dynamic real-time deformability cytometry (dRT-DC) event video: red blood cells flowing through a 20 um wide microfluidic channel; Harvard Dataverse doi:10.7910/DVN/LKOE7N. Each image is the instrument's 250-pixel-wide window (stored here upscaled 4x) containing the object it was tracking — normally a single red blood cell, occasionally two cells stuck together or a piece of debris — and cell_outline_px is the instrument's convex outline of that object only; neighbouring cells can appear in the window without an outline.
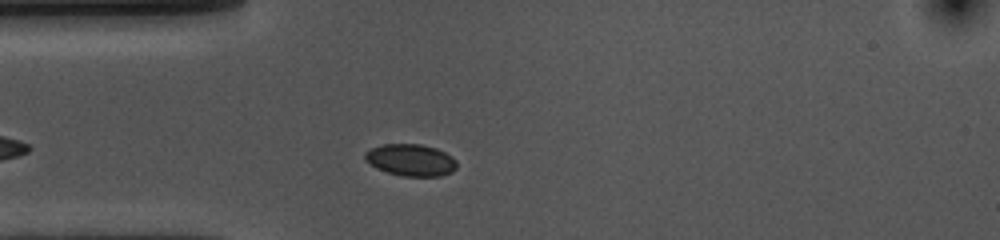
{"species": "common noctule bat (a hibernating species)", "species_latin": "Nyctalus noctula", "temperature_condition": "cold", "stored_images_in_passage": 28, "camera_frame_rate_fps": 3000, "um_per_image_px": 0.085, "animal": {"sex": "female", "body_mass_g": 10.0, "forearm_length_mm": 53.1}, "frame": {"image": 1, "passage_image": 7, "time_ms": 2.0, "image_size_px": [1000, 240], "cell_outline_px": [[456, 168], [452, 172], [440, 176], [404, 176], [388, 172], [376, 168], [364, 160], [364, 152], [372, 148], [384, 144], [420, 144], [436, 148], [452, 156], [456, 160]], "centroid_in_image_um": [34.91, 13.6], "position_along_channel_um": 50.1, "area_um2": 17.05}}
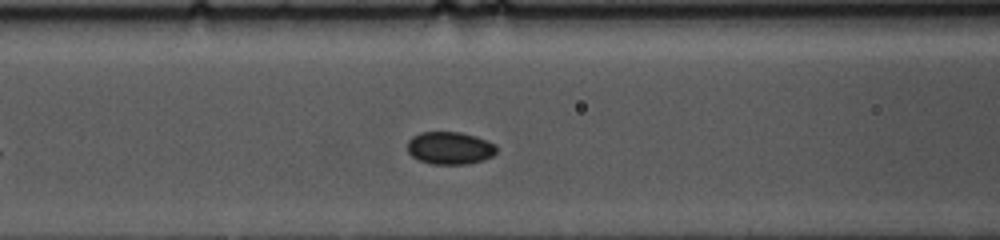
{"frame": {"image": 2, "passage_image": 14, "time_ms": 4.333, "image_size_px": [1000, 240], "cell_outline_px": [[496, 152], [492, 156], [484, 160], [464, 164], [432, 164], [420, 160], [412, 156], [408, 152], [408, 140], [412, 136], [420, 132], [460, 132], [476, 136], [496, 144]], "centroid_in_image_um": [38.24, 12.57], "position_along_channel_um": 128.4, "area_um2": 16.94}}
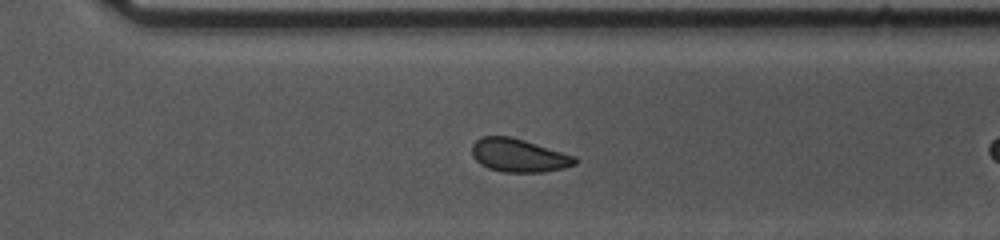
{"frame": {"image": 3, "passage_image": 27, "time_ms": 8.667, "image_size_px": [1000, 240], "cell_outline_px": [[580, 160], [576, 164], [564, 168], [544, 172], [504, 172], [488, 168], [480, 164], [472, 156], [472, 144], [476, 140], [484, 136], [508, 136], [524, 140], [576, 156]], "centroid_in_image_um": [44.11, 13.21], "position_along_channel_um": 326.5, "area_um2": 20.06}}